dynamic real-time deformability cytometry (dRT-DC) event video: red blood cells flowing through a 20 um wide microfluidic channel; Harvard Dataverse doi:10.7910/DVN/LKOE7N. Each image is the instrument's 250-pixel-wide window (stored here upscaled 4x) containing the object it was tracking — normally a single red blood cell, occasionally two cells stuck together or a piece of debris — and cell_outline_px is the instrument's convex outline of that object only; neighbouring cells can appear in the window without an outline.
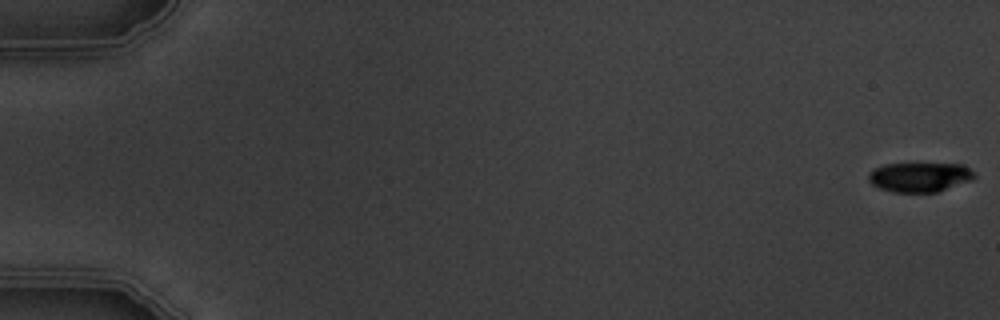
{"species": "common noctule bat (a hibernating species)", "species_latin": "Nyctalus noctula", "temperature_condition": "warm", "stored_images_in_passage": 4, "camera_frame_rate_fps": 3000, "um_per_image_px": 0.085, "animal": {"sex": "male", "body_mass_g": 19.5, "forearm_length_mm": 54.6}, "frame": {"image": 1, "passage_image": 1, "time_ms": 0.0, "image_size_px": [1000, 320], "cell_outline_px": [[976, 176], [972, 180], [936, 192], [892, 192], [880, 188], [872, 184], [868, 180], [868, 172], [884, 164], [916, 160], [964, 164]], "centroid_in_image_um": [78.16, 14.98], "position_along_channel_um": 6.8, "area_um2": 19.25}}